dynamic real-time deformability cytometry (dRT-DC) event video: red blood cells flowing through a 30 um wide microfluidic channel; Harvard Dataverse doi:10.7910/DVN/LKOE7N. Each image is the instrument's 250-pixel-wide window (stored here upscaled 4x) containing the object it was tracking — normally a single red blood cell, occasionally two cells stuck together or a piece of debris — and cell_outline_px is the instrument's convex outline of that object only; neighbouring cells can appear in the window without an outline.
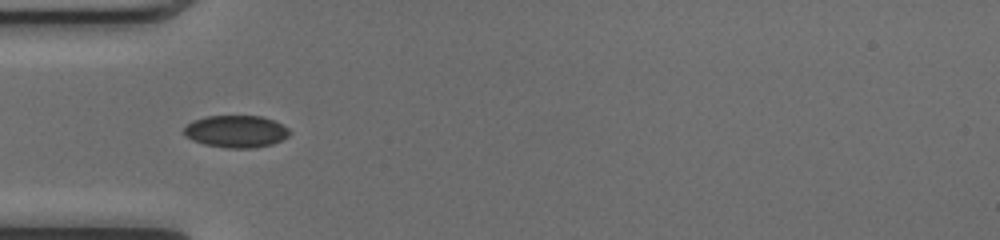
{"species": "common noctule bat (a hibernating species)", "species_latin": "Nyctalus noctula", "temperature_condition": "cold", "stored_images_in_passage": 13, "camera_frame_rate_fps": 3000, "um_per_image_px": 0.085, "animal": {"sex": "female", "body_mass_g": 17.0, "forearm_length_mm": 48.0}, "frame": {"image": 1, "passage_image": 6, "time_ms": 1.667, "image_size_px": [1000, 240], "cell_outline_px": [[292, 132], [288, 136], [272, 144], [252, 148], [228, 148], [204, 144], [192, 140], [184, 136], [184, 128], [192, 120], [204, 116], [260, 116], [272, 120], [288, 128]], "centroid_in_image_um": [20.03, 11.17], "position_along_channel_um": 65.0, "area_um2": 19.77}}